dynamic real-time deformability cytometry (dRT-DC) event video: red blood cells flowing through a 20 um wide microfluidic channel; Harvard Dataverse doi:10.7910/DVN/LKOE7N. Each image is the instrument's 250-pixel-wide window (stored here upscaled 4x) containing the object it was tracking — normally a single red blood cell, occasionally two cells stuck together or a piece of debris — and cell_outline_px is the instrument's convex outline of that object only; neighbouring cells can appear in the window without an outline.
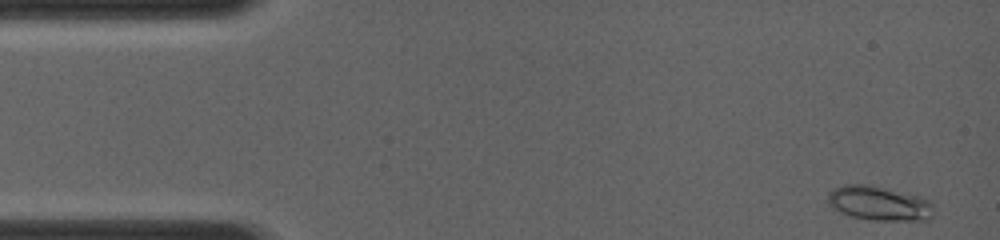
{"species": "common noctule bat (a hibernating species)", "species_latin": "Nyctalus noctula", "temperature_condition": "room temperature", "stored_images_in_passage": 22, "camera_frame_rate_fps": 4000, "um_per_image_px": 0.085, "animal": {"sex": "female", "body_mass_g": 19.0, "forearm_length_mm": 56.7}, "frame": {"image": 1, "passage_image": 1, "time_ms": 0.0, "image_size_px": [1000, 240], "cell_outline_px": [[932, 204], [920, 216], [892, 220], [880, 220], [852, 216], [844, 212], [832, 204], [828, 200], [828, 192], [832, 188], [844, 184], [868, 184], [920, 196], [932, 200]], "centroid_in_image_um": [74.56, 17.19], "position_along_channel_um": 10.4, "area_um2": 19.65}}
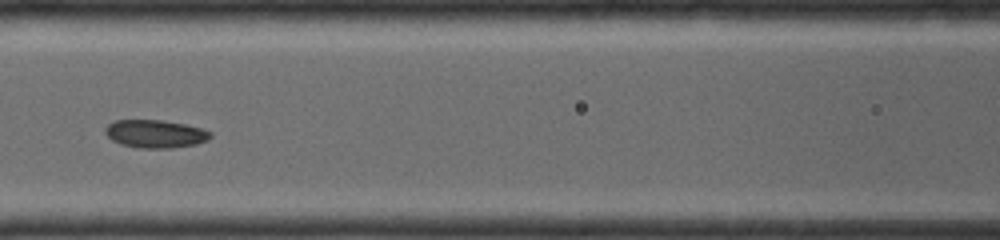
{"frame": {"image": 2, "passage_image": 18, "time_ms": 5.5, "image_size_px": [1000, 240], "cell_outline_px": [[212, 136], [204, 140], [192, 144], [164, 148], [144, 148], [124, 144], [112, 140], [104, 132], [104, 128], [112, 120], [160, 120], [184, 124], [200, 128], [212, 132]], "centroid_in_image_um": [13.14, 11.35], "position_along_channel_um": 153.5, "area_um2": 16.7}}
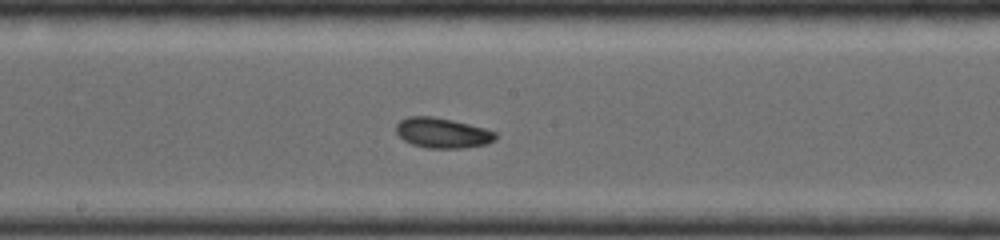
{"frame": {"image": 3, "passage_image": 21, "time_ms": 6.75, "image_size_px": [1000, 240], "cell_outline_px": [[496, 136], [492, 140], [484, 144], [456, 148], [428, 148], [412, 144], [404, 140], [396, 132], [396, 124], [400, 120], [408, 116], [432, 116], [452, 120], [484, 128], [496, 132]], "centroid_in_image_um": [37.54, 11.28], "position_along_channel_um": 210.7, "area_um2": 17.17}}